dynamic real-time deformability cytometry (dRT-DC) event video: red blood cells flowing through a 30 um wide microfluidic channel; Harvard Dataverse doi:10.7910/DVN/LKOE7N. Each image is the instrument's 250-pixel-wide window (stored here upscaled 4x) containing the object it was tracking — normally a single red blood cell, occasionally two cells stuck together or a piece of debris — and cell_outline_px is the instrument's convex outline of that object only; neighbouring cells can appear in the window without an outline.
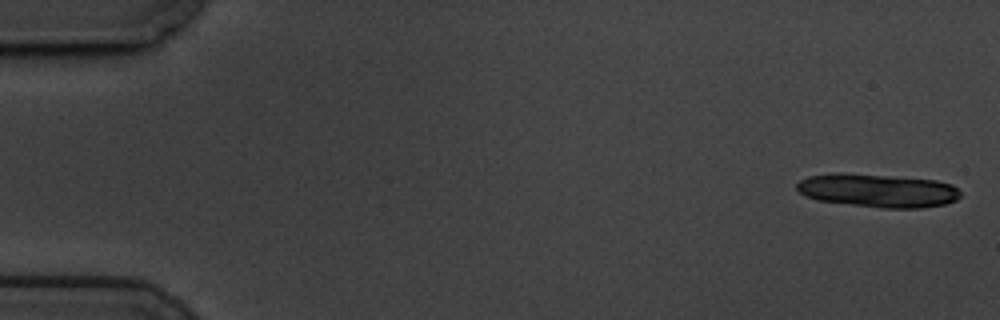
{"species": "common noctule bat (a hibernating species)", "species_latin": "Nyctalus noctula", "temperature_condition": "cold", "stored_images_in_passage": 6, "camera_frame_rate_fps": 3000, "um_per_image_px": 0.085, "animal": {"sex": "male", "body_mass_g": 19.5, "forearm_length_mm": 54.6}, "frame": {"image": 1, "passage_image": 1, "time_ms": 0.0, "image_size_px": [1000, 320], "cell_outline_px": [[960, 196], [956, 200], [948, 204], [920, 208], [884, 208], [816, 200], [800, 192], [796, 188], [796, 184], [800, 180], [808, 176], [836, 172], [840, 172], [936, 180], [952, 184], [960, 192]], "centroid_in_image_um": [74.62, 16.19], "position_along_channel_um": 10.4, "area_um2": 31.85}}
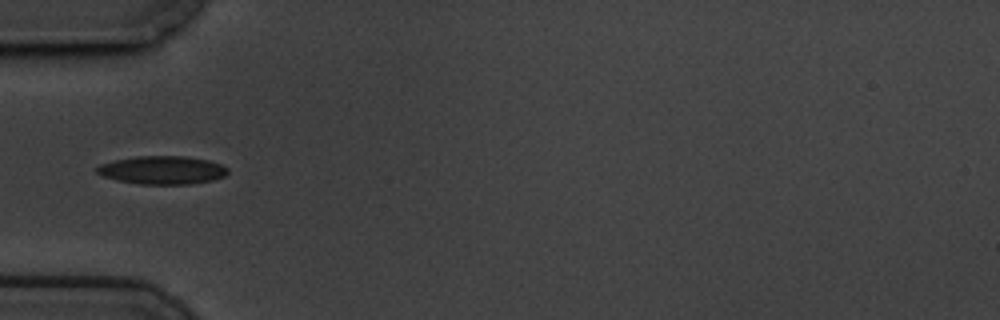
{"frame": {"image": 2, "passage_image": 6, "time_ms": 1.667, "image_size_px": [1000, 320], "cell_outline_px": [[228, 172], [224, 176], [212, 180], [192, 184], [140, 184], [116, 180], [104, 176], [96, 172], [96, 168], [100, 164], [116, 160], [136, 156], [184, 156], [208, 160], [220, 164], [228, 168]], "centroid_in_image_um": [13.8, 14.46], "position_along_channel_um": 71.2, "area_um2": 21.44}}